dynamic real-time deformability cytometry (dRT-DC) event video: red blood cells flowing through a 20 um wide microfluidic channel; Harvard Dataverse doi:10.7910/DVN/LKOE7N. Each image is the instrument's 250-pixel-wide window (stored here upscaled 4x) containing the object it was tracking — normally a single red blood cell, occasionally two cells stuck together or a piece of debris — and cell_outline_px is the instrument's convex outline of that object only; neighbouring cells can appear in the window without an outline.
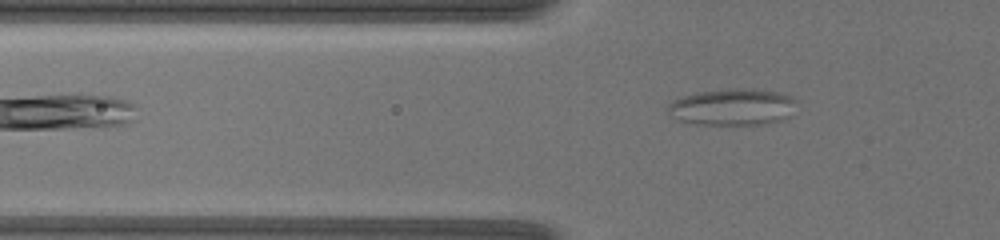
{"species": "common noctule bat (a hibernating species)", "species_latin": "Nyctalus noctula", "temperature_condition": "warm", "stored_images_in_passage": 6, "camera_frame_rate_fps": 3000, "um_per_image_px": 0.085, "animal": {"sex": "female", "body_mass_g": 19.5, "forearm_length_mm": 54.1}, "frame": {"image": 1, "passage_image": 2, "time_ms": 0.333, "image_size_px": [1000, 240], "cell_outline_px": [[796, 100], [788, 116], [784, 120], [764, 124], [696, 124], [680, 120], [668, 112], [668, 104], [684, 96], [700, 92], [736, 88], [780, 92], [792, 96]], "centroid_in_image_um": [62.29, 9.1], "position_along_channel_um": 63.5, "area_um2": 26.93}}
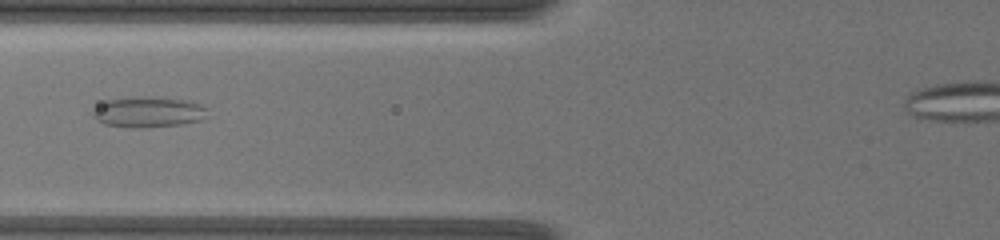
{"frame": {"image": 2, "passage_image": 4, "time_ms": 1.667, "image_size_px": [1000, 240], "cell_outline_px": [[204, 108], [200, 120], [180, 124], [140, 128], [132, 128], [104, 124], [96, 120], [92, 116], [92, 112], [100, 104], [108, 100], [128, 96], [160, 96], [184, 100], [204, 104]], "centroid_in_image_um": [12.53, 9.5], "position_along_channel_um": 113.3, "area_um2": 20.46}}
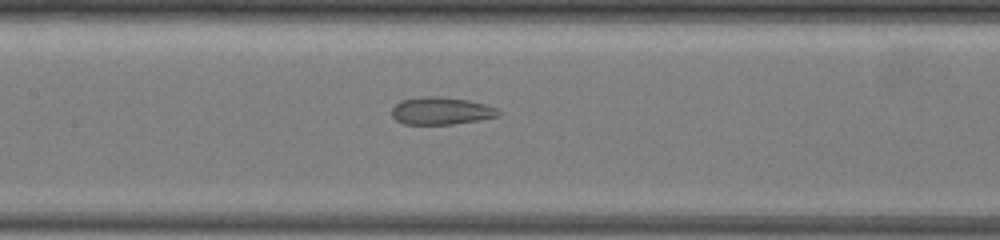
{"frame": {"image": 3, "passage_image": 6, "time_ms": 3.0, "image_size_px": [1000, 240], "cell_outline_px": [[500, 116], [452, 124], [404, 124], [396, 120], [392, 116], [392, 108], [400, 100], [428, 96], [436, 96], [464, 100], [484, 104], [496, 108], [500, 112]], "centroid_in_image_um": [37.46, 9.43], "position_along_channel_um": 169.9, "area_um2": 16.76}}